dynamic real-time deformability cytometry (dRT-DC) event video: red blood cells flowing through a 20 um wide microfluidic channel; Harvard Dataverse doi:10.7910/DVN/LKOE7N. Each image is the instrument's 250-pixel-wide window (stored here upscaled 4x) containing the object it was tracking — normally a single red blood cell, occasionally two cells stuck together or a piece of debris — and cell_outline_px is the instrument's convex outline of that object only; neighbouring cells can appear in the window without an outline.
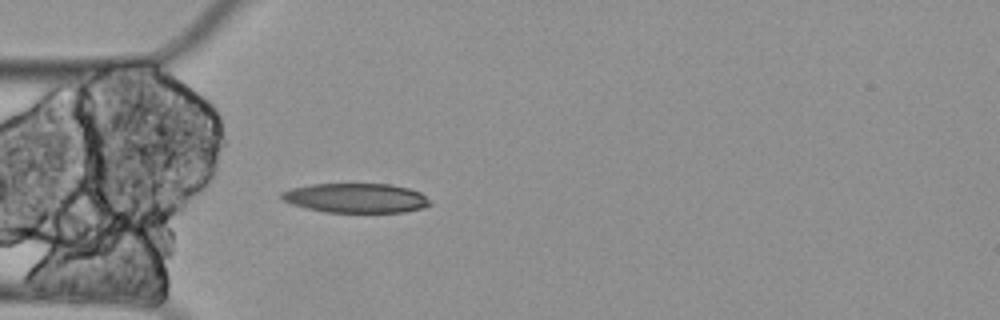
{"species": "Egyptian fruit bat (a non-hibernating species)", "species_latin": "Rousettus aegyptiacus", "temperature_condition": "cold", "stored_images_in_passage": 3, "camera_frame_rate_fps": 3000, "um_per_image_px": 0.085, "animal": {"sex": "female"}, "frame": {"image": 1, "passage_image": 3, "time_ms": 0.667, "image_size_px": [1000, 320], "cell_outline_px": [[432, 204], [424, 208], [404, 212], [324, 212], [292, 204], [284, 200], [280, 196], [280, 192], [292, 188], [312, 184], [388, 184], [408, 188], [420, 192]], "centroid_in_image_um": [30.26, 16.83], "position_along_channel_um": 54.7, "area_um2": 25.37}}